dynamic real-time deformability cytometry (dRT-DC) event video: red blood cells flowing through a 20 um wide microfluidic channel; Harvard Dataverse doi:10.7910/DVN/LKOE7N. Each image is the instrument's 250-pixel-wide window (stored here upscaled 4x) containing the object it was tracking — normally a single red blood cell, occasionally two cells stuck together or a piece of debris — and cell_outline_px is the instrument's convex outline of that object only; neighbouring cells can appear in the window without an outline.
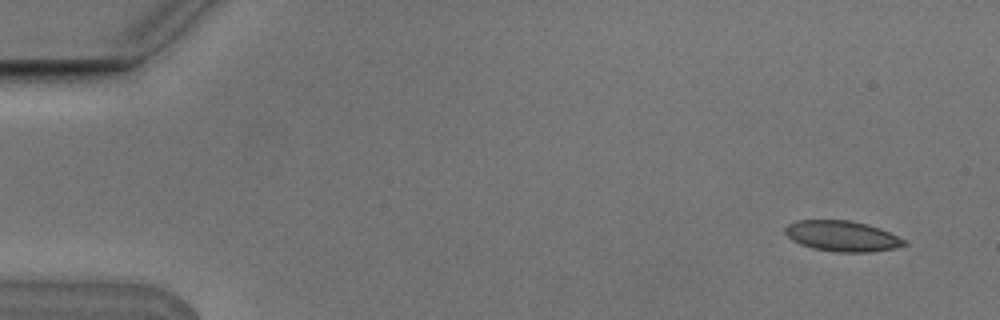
{"species": "Egyptian fruit bat (a non-hibernating species)", "species_latin": "Rousettus aegyptiacus", "temperature_condition": "cold", "stored_images_in_passage": 4, "camera_frame_rate_fps": 3000, "um_per_image_px": 0.085, "animal": {"sex": "male"}, "frame": {"image": 1, "passage_image": 1, "time_ms": 0.0, "image_size_px": [1000, 320], "cell_outline_px": [[908, 244], [896, 248], [868, 252], [836, 252], [812, 248], [800, 244], [792, 240], [784, 232], [784, 228], [788, 224], [796, 220], [852, 220], [868, 224], [880, 228], [908, 240]], "centroid_in_image_um": [71.61, 20.06], "position_along_channel_um": 13.4, "area_um2": 21.5}}
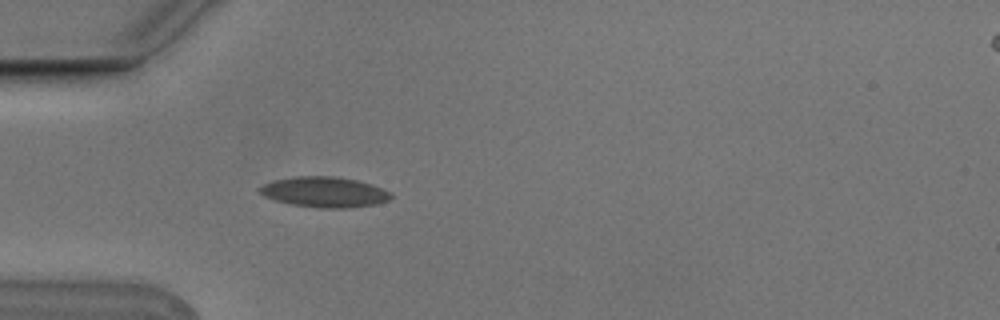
{"frame": {"image": 2, "passage_image": 4, "time_ms": 1.0, "image_size_px": [1000, 320], "cell_outline_px": [[392, 196], [388, 200], [376, 204], [352, 208], [320, 208], [292, 204], [276, 200], [264, 196], [256, 188], [272, 180], [296, 176], [336, 176], [356, 180], [372, 184], [392, 192]], "centroid_in_image_um": [27.59, 16.32], "position_along_channel_um": 57.4, "area_um2": 23.41}}